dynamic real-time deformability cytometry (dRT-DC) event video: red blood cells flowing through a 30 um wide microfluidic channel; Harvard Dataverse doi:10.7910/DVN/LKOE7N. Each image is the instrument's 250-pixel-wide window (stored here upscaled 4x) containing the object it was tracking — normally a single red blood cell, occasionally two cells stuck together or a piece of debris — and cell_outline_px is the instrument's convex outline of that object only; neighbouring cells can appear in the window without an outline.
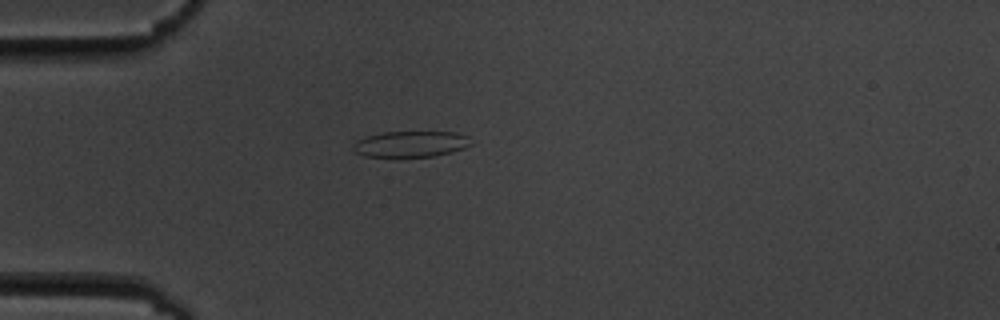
{"species": "common noctule bat (a hibernating species)", "species_latin": "Nyctalus noctula", "temperature_condition": "cold", "stored_images_in_passage": 1, "camera_frame_rate_fps": 3000, "um_per_image_px": 0.085, "animal": {"sex": "male", "body_mass_g": 19.5, "forearm_length_mm": 54.6}, "frame": {"image": 1, "passage_image": 1, "time_ms": 0.0, "image_size_px": [1000, 320], "cell_outline_px": [[472, 144], [464, 148], [452, 152], [432, 156], [396, 160], [364, 156], [352, 152], [352, 144], [368, 136], [384, 132], [456, 132], [468, 136]], "centroid_in_image_um": [34.86, 12.3], "position_along_channel_um": 50.1, "area_um2": 18.67}}